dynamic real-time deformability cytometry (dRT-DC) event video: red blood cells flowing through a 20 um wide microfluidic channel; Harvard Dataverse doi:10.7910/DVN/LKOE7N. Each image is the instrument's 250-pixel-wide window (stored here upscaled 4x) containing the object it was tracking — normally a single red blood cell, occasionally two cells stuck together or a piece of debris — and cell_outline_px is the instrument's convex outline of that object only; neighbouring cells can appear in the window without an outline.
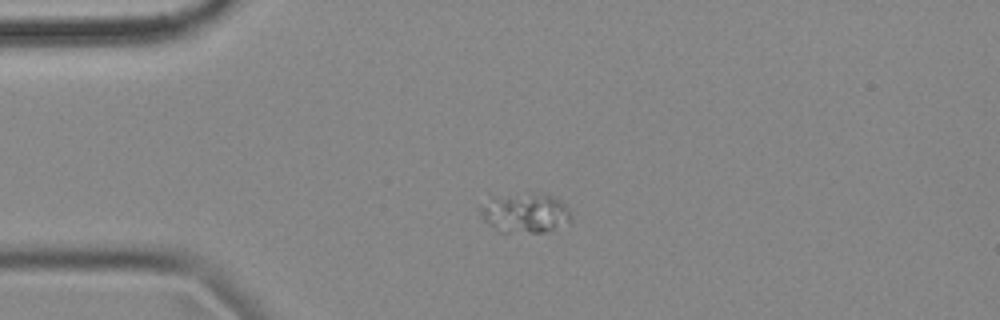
{"species": "common noctule bat (a hibernating species)", "species_latin": "Nyctalus noctula", "temperature_condition": "cold", "stored_images_in_passage": 45, "camera_frame_rate_fps": 3000, "um_per_image_px": 0.085, "animal": {"sex": "female", "body_mass_g": 18.4}, "frame": {"image": 1, "passage_image": 1, "time_ms": 0.0, "image_size_px": [1000, 320], "cell_outline_px": [[572, 212], [568, 220], [548, 232], [500, 232], [488, 224], [484, 220], [480, 212], [480, 208], [488, 192], [532, 192], [552, 196], [560, 200]], "centroid_in_image_um": [44.5, 18.01], "position_along_channel_um": 40.5, "area_um2": 21.85}}
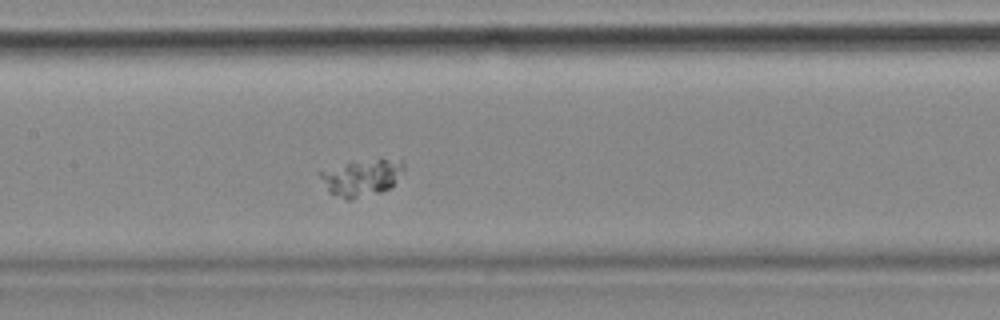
{"frame": {"image": 2, "passage_image": 15, "time_ms": 4.667, "image_size_px": [1000, 320], "cell_outline_px": [[404, 168], [392, 184], [388, 188], [380, 192], [352, 200], [344, 200], [328, 192], [320, 176], [320, 172], [348, 164], [380, 160], [404, 160]], "centroid_in_image_um": [30.73, 15.16], "position_along_channel_um": 176.7, "area_um2": 16.94}}
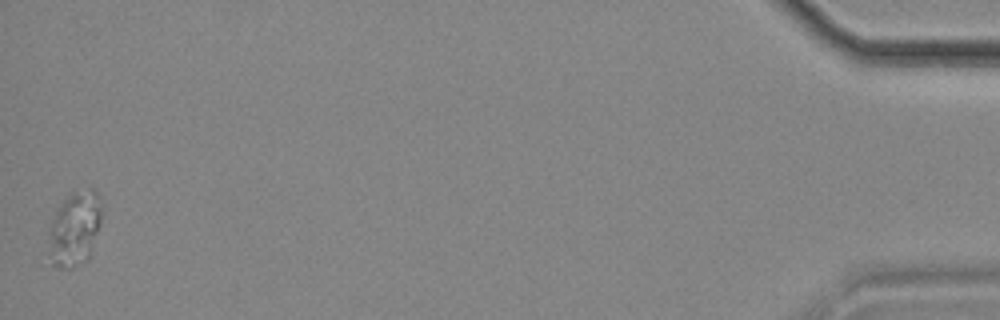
{"frame": {"image": 3, "passage_image": 45, "time_ms": 14.667, "image_size_px": [1000, 320], "cell_outline_px": [[100, 220], [88, 260], [72, 268], [60, 268], [52, 264], [48, 252], [48, 232], [52, 220], [60, 204], [72, 192], [88, 188], [92, 188], [96, 192], [100, 208]], "centroid_in_image_um": [6.3, 19.47], "position_along_channel_um": 428.9, "area_um2": 22.77}}